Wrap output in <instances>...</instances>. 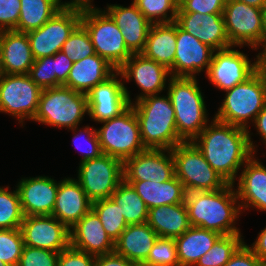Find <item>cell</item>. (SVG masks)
Segmentation results:
<instances>
[{
    "label": "cell",
    "instance_id": "9f6ffc18",
    "mask_svg": "<svg viewBox=\"0 0 266 266\" xmlns=\"http://www.w3.org/2000/svg\"><path fill=\"white\" fill-rule=\"evenodd\" d=\"M244 2L247 5L254 6L256 8L262 9L266 4V0H238Z\"/></svg>",
    "mask_w": 266,
    "mask_h": 266
},
{
    "label": "cell",
    "instance_id": "5bb4252c",
    "mask_svg": "<svg viewBox=\"0 0 266 266\" xmlns=\"http://www.w3.org/2000/svg\"><path fill=\"white\" fill-rule=\"evenodd\" d=\"M117 76L118 71L86 93L88 115L95 122L115 118L133 103L124 81L117 79Z\"/></svg>",
    "mask_w": 266,
    "mask_h": 266
},
{
    "label": "cell",
    "instance_id": "277c9868",
    "mask_svg": "<svg viewBox=\"0 0 266 266\" xmlns=\"http://www.w3.org/2000/svg\"><path fill=\"white\" fill-rule=\"evenodd\" d=\"M168 92L173 109L177 134L184 142L193 141L207 126L205 101L196 77H170Z\"/></svg>",
    "mask_w": 266,
    "mask_h": 266
},
{
    "label": "cell",
    "instance_id": "bcb514c9",
    "mask_svg": "<svg viewBox=\"0 0 266 266\" xmlns=\"http://www.w3.org/2000/svg\"><path fill=\"white\" fill-rule=\"evenodd\" d=\"M20 7V0H0V31L16 30Z\"/></svg>",
    "mask_w": 266,
    "mask_h": 266
},
{
    "label": "cell",
    "instance_id": "7402d4cb",
    "mask_svg": "<svg viewBox=\"0 0 266 266\" xmlns=\"http://www.w3.org/2000/svg\"><path fill=\"white\" fill-rule=\"evenodd\" d=\"M70 246L94 256L114 252V242L92 209L70 228Z\"/></svg>",
    "mask_w": 266,
    "mask_h": 266
},
{
    "label": "cell",
    "instance_id": "91938a15",
    "mask_svg": "<svg viewBox=\"0 0 266 266\" xmlns=\"http://www.w3.org/2000/svg\"><path fill=\"white\" fill-rule=\"evenodd\" d=\"M3 75L2 57H1V42H0V77Z\"/></svg>",
    "mask_w": 266,
    "mask_h": 266
},
{
    "label": "cell",
    "instance_id": "5b68a950",
    "mask_svg": "<svg viewBox=\"0 0 266 266\" xmlns=\"http://www.w3.org/2000/svg\"><path fill=\"white\" fill-rule=\"evenodd\" d=\"M266 105V83L255 72L245 82L226 90V96L213 118L223 123L249 128Z\"/></svg>",
    "mask_w": 266,
    "mask_h": 266
},
{
    "label": "cell",
    "instance_id": "f5cc1de1",
    "mask_svg": "<svg viewBox=\"0 0 266 266\" xmlns=\"http://www.w3.org/2000/svg\"><path fill=\"white\" fill-rule=\"evenodd\" d=\"M56 4L60 8H70L78 10H87L91 8H96L91 5V0H70V2H61V0H55Z\"/></svg>",
    "mask_w": 266,
    "mask_h": 266
},
{
    "label": "cell",
    "instance_id": "f907efd6",
    "mask_svg": "<svg viewBox=\"0 0 266 266\" xmlns=\"http://www.w3.org/2000/svg\"><path fill=\"white\" fill-rule=\"evenodd\" d=\"M94 266H135V263L124 256L112 252L96 256Z\"/></svg>",
    "mask_w": 266,
    "mask_h": 266
},
{
    "label": "cell",
    "instance_id": "816d5d0a",
    "mask_svg": "<svg viewBox=\"0 0 266 266\" xmlns=\"http://www.w3.org/2000/svg\"><path fill=\"white\" fill-rule=\"evenodd\" d=\"M248 247L261 259L266 257V227L259 233L256 241Z\"/></svg>",
    "mask_w": 266,
    "mask_h": 266
},
{
    "label": "cell",
    "instance_id": "7a4b0ae2",
    "mask_svg": "<svg viewBox=\"0 0 266 266\" xmlns=\"http://www.w3.org/2000/svg\"><path fill=\"white\" fill-rule=\"evenodd\" d=\"M234 184L214 191L188 192L185 204L191 226L200 227L221 235L240 233L235 220L241 213ZM238 205H237V204ZM234 223V224H233Z\"/></svg>",
    "mask_w": 266,
    "mask_h": 266
},
{
    "label": "cell",
    "instance_id": "f1b7e54d",
    "mask_svg": "<svg viewBox=\"0 0 266 266\" xmlns=\"http://www.w3.org/2000/svg\"><path fill=\"white\" fill-rule=\"evenodd\" d=\"M176 23L152 24L141 54L167 67L174 77Z\"/></svg>",
    "mask_w": 266,
    "mask_h": 266
},
{
    "label": "cell",
    "instance_id": "f546056e",
    "mask_svg": "<svg viewBox=\"0 0 266 266\" xmlns=\"http://www.w3.org/2000/svg\"><path fill=\"white\" fill-rule=\"evenodd\" d=\"M125 182L134 188L148 209L185 202L186 191L176 176L162 183L154 180Z\"/></svg>",
    "mask_w": 266,
    "mask_h": 266
},
{
    "label": "cell",
    "instance_id": "83f0119b",
    "mask_svg": "<svg viewBox=\"0 0 266 266\" xmlns=\"http://www.w3.org/2000/svg\"><path fill=\"white\" fill-rule=\"evenodd\" d=\"M157 238V233L147 222L129 224L114 242V252L134 263L143 262L147 259Z\"/></svg>",
    "mask_w": 266,
    "mask_h": 266
},
{
    "label": "cell",
    "instance_id": "d590c367",
    "mask_svg": "<svg viewBox=\"0 0 266 266\" xmlns=\"http://www.w3.org/2000/svg\"><path fill=\"white\" fill-rule=\"evenodd\" d=\"M241 233L221 235L195 266H224L244 243Z\"/></svg>",
    "mask_w": 266,
    "mask_h": 266
},
{
    "label": "cell",
    "instance_id": "8992f818",
    "mask_svg": "<svg viewBox=\"0 0 266 266\" xmlns=\"http://www.w3.org/2000/svg\"><path fill=\"white\" fill-rule=\"evenodd\" d=\"M85 113L88 114L86 94L61 85L42 89L33 121L74 129L78 127Z\"/></svg>",
    "mask_w": 266,
    "mask_h": 266
},
{
    "label": "cell",
    "instance_id": "d6a6232c",
    "mask_svg": "<svg viewBox=\"0 0 266 266\" xmlns=\"http://www.w3.org/2000/svg\"><path fill=\"white\" fill-rule=\"evenodd\" d=\"M16 31L27 33L39 29L61 8L55 0H20Z\"/></svg>",
    "mask_w": 266,
    "mask_h": 266
},
{
    "label": "cell",
    "instance_id": "30bf717a",
    "mask_svg": "<svg viewBox=\"0 0 266 266\" xmlns=\"http://www.w3.org/2000/svg\"><path fill=\"white\" fill-rule=\"evenodd\" d=\"M78 169L76 180L92 202L110 198L123 181V162L106 154L80 162Z\"/></svg>",
    "mask_w": 266,
    "mask_h": 266
},
{
    "label": "cell",
    "instance_id": "681fc988",
    "mask_svg": "<svg viewBox=\"0 0 266 266\" xmlns=\"http://www.w3.org/2000/svg\"><path fill=\"white\" fill-rule=\"evenodd\" d=\"M52 57L54 58V72L56 73V87H58L67 81L73 61L63 51L55 53Z\"/></svg>",
    "mask_w": 266,
    "mask_h": 266
},
{
    "label": "cell",
    "instance_id": "db71d44e",
    "mask_svg": "<svg viewBox=\"0 0 266 266\" xmlns=\"http://www.w3.org/2000/svg\"><path fill=\"white\" fill-rule=\"evenodd\" d=\"M263 51L258 53L256 60V72L263 78L266 83V41L261 44Z\"/></svg>",
    "mask_w": 266,
    "mask_h": 266
},
{
    "label": "cell",
    "instance_id": "f35d334b",
    "mask_svg": "<svg viewBox=\"0 0 266 266\" xmlns=\"http://www.w3.org/2000/svg\"><path fill=\"white\" fill-rule=\"evenodd\" d=\"M61 51H63L73 63L96 54L89 34L81 24L69 35Z\"/></svg>",
    "mask_w": 266,
    "mask_h": 266
},
{
    "label": "cell",
    "instance_id": "8d00e7d4",
    "mask_svg": "<svg viewBox=\"0 0 266 266\" xmlns=\"http://www.w3.org/2000/svg\"><path fill=\"white\" fill-rule=\"evenodd\" d=\"M9 187H0V229L20 228L24 220L20 197L17 191L8 190Z\"/></svg>",
    "mask_w": 266,
    "mask_h": 266
},
{
    "label": "cell",
    "instance_id": "ba28073f",
    "mask_svg": "<svg viewBox=\"0 0 266 266\" xmlns=\"http://www.w3.org/2000/svg\"><path fill=\"white\" fill-rule=\"evenodd\" d=\"M175 176L188 192L214 191L224 188L228 183L206 161L201 151L190 142H182L171 149Z\"/></svg>",
    "mask_w": 266,
    "mask_h": 266
},
{
    "label": "cell",
    "instance_id": "603a6c76",
    "mask_svg": "<svg viewBox=\"0 0 266 266\" xmlns=\"http://www.w3.org/2000/svg\"><path fill=\"white\" fill-rule=\"evenodd\" d=\"M119 27L126 47L132 54L143 51L152 23L139 11L132 2L131 6L107 5L104 10Z\"/></svg>",
    "mask_w": 266,
    "mask_h": 266
},
{
    "label": "cell",
    "instance_id": "ab89813d",
    "mask_svg": "<svg viewBox=\"0 0 266 266\" xmlns=\"http://www.w3.org/2000/svg\"><path fill=\"white\" fill-rule=\"evenodd\" d=\"M24 248L20 228L0 229V261L9 266H18Z\"/></svg>",
    "mask_w": 266,
    "mask_h": 266
},
{
    "label": "cell",
    "instance_id": "d6986e66",
    "mask_svg": "<svg viewBox=\"0 0 266 266\" xmlns=\"http://www.w3.org/2000/svg\"><path fill=\"white\" fill-rule=\"evenodd\" d=\"M214 51L176 24L174 77H196L204 68L207 73Z\"/></svg>",
    "mask_w": 266,
    "mask_h": 266
},
{
    "label": "cell",
    "instance_id": "1f68e13d",
    "mask_svg": "<svg viewBox=\"0 0 266 266\" xmlns=\"http://www.w3.org/2000/svg\"><path fill=\"white\" fill-rule=\"evenodd\" d=\"M221 234L191 226L181 236L174 238L180 266H195L214 245Z\"/></svg>",
    "mask_w": 266,
    "mask_h": 266
},
{
    "label": "cell",
    "instance_id": "4fadbf2b",
    "mask_svg": "<svg viewBox=\"0 0 266 266\" xmlns=\"http://www.w3.org/2000/svg\"><path fill=\"white\" fill-rule=\"evenodd\" d=\"M82 10L61 8L43 26L27 32L34 59L53 56L81 23Z\"/></svg>",
    "mask_w": 266,
    "mask_h": 266
},
{
    "label": "cell",
    "instance_id": "b9f144b4",
    "mask_svg": "<svg viewBox=\"0 0 266 266\" xmlns=\"http://www.w3.org/2000/svg\"><path fill=\"white\" fill-rule=\"evenodd\" d=\"M28 75L41 89L56 87L54 58L52 56H47L36 59Z\"/></svg>",
    "mask_w": 266,
    "mask_h": 266
},
{
    "label": "cell",
    "instance_id": "680465c9",
    "mask_svg": "<svg viewBox=\"0 0 266 266\" xmlns=\"http://www.w3.org/2000/svg\"><path fill=\"white\" fill-rule=\"evenodd\" d=\"M135 266H158V265L150 264V263L143 261V262H136Z\"/></svg>",
    "mask_w": 266,
    "mask_h": 266
},
{
    "label": "cell",
    "instance_id": "3957f363",
    "mask_svg": "<svg viewBox=\"0 0 266 266\" xmlns=\"http://www.w3.org/2000/svg\"><path fill=\"white\" fill-rule=\"evenodd\" d=\"M138 118L146 149L171 150L184 142L177 134L175 111L169 95H149L130 105Z\"/></svg>",
    "mask_w": 266,
    "mask_h": 266
},
{
    "label": "cell",
    "instance_id": "74e56055",
    "mask_svg": "<svg viewBox=\"0 0 266 266\" xmlns=\"http://www.w3.org/2000/svg\"><path fill=\"white\" fill-rule=\"evenodd\" d=\"M133 3L152 24L173 23L176 20L179 0H133Z\"/></svg>",
    "mask_w": 266,
    "mask_h": 266
},
{
    "label": "cell",
    "instance_id": "7dc6e473",
    "mask_svg": "<svg viewBox=\"0 0 266 266\" xmlns=\"http://www.w3.org/2000/svg\"><path fill=\"white\" fill-rule=\"evenodd\" d=\"M96 256L69 246L59 252L57 266H94Z\"/></svg>",
    "mask_w": 266,
    "mask_h": 266
},
{
    "label": "cell",
    "instance_id": "4316f807",
    "mask_svg": "<svg viewBox=\"0 0 266 266\" xmlns=\"http://www.w3.org/2000/svg\"><path fill=\"white\" fill-rule=\"evenodd\" d=\"M116 71L104 58L94 54L73 63L67 81L63 85L86 94Z\"/></svg>",
    "mask_w": 266,
    "mask_h": 266
},
{
    "label": "cell",
    "instance_id": "f6af8a7d",
    "mask_svg": "<svg viewBox=\"0 0 266 266\" xmlns=\"http://www.w3.org/2000/svg\"><path fill=\"white\" fill-rule=\"evenodd\" d=\"M226 0H179L178 12L223 14Z\"/></svg>",
    "mask_w": 266,
    "mask_h": 266
},
{
    "label": "cell",
    "instance_id": "6da1fadb",
    "mask_svg": "<svg viewBox=\"0 0 266 266\" xmlns=\"http://www.w3.org/2000/svg\"><path fill=\"white\" fill-rule=\"evenodd\" d=\"M250 135L248 129L213 118L192 142L210 166L227 183L234 184L240 167L255 154Z\"/></svg>",
    "mask_w": 266,
    "mask_h": 266
},
{
    "label": "cell",
    "instance_id": "ee69618b",
    "mask_svg": "<svg viewBox=\"0 0 266 266\" xmlns=\"http://www.w3.org/2000/svg\"><path fill=\"white\" fill-rule=\"evenodd\" d=\"M74 131V142L76 143L77 139H83L84 141H86V143L88 142V145H86L85 148H81L80 144L78 145V143L75 145V147H77L81 152H82V158L80 162L86 161V160H90L93 158H98L99 156H101L103 154L101 146H100V142L96 133V128L93 129V127H89L86 126L83 130H78V128H74L71 129ZM78 130L80 133L76 134L75 131ZM82 133L84 135H87V139L86 137H84L82 135ZM88 146V147H87Z\"/></svg>",
    "mask_w": 266,
    "mask_h": 266
},
{
    "label": "cell",
    "instance_id": "836d02e7",
    "mask_svg": "<svg viewBox=\"0 0 266 266\" xmlns=\"http://www.w3.org/2000/svg\"><path fill=\"white\" fill-rule=\"evenodd\" d=\"M110 198L120 206L122 215L128 225L147 222L149 209L134 188L124 180L118 185Z\"/></svg>",
    "mask_w": 266,
    "mask_h": 266
},
{
    "label": "cell",
    "instance_id": "6125c7cd",
    "mask_svg": "<svg viewBox=\"0 0 266 266\" xmlns=\"http://www.w3.org/2000/svg\"><path fill=\"white\" fill-rule=\"evenodd\" d=\"M262 265L266 266V257L262 260Z\"/></svg>",
    "mask_w": 266,
    "mask_h": 266
},
{
    "label": "cell",
    "instance_id": "94428289",
    "mask_svg": "<svg viewBox=\"0 0 266 266\" xmlns=\"http://www.w3.org/2000/svg\"><path fill=\"white\" fill-rule=\"evenodd\" d=\"M0 266H9V265L6 264L5 262L0 261Z\"/></svg>",
    "mask_w": 266,
    "mask_h": 266
},
{
    "label": "cell",
    "instance_id": "7bdbcfd3",
    "mask_svg": "<svg viewBox=\"0 0 266 266\" xmlns=\"http://www.w3.org/2000/svg\"><path fill=\"white\" fill-rule=\"evenodd\" d=\"M58 252L24 245L18 266H57Z\"/></svg>",
    "mask_w": 266,
    "mask_h": 266
},
{
    "label": "cell",
    "instance_id": "d4e9b609",
    "mask_svg": "<svg viewBox=\"0 0 266 266\" xmlns=\"http://www.w3.org/2000/svg\"><path fill=\"white\" fill-rule=\"evenodd\" d=\"M254 156L245 163L237 184L241 211L250 207L266 211V167Z\"/></svg>",
    "mask_w": 266,
    "mask_h": 266
},
{
    "label": "cell",
    "instance_id": "44dd1931",
    "mask_svg": "<svg viewBox=\"0 0 266 266\" xmlns=\"http://www.w3.org/2000/svg\"><path fill=\"white\" fill-rule=\"evenodd\" d=\"M16 187L24 216L52 215L59 182L37 176L22 178Z\"/></svg>",
    "mask_w": 266,
    "mask_h": 266
},
{
    "label": "cell",
    "instance_id": "60d3db41",
    "mask_svg": "<svg viewBox=\"0 0 266 266\" xmlns=\"http://www.w3.org/2000/svg\"><path fill=\"white\" fill-rule=\"evenodd\" d=\"M145 262L158 266H180L174 238L158 237Z\"/></svg>",
    "mask_w": 266,
    "mask_h": 266
},
{
    "label": "cell",
    "instance_id": "9a60e30c",
    "mask_svg": "<svg viewBox=\"0 0 266 266\" xmlns=\"http://www.w3.org/2000/svg\"><path fill=\"white\" fill-rule=\"evenodd\" d=\"M232 48L214 51L206 73L208 80L224 91L245 82L256 72V61L251 63L246 54Z\"/></svg>",
    "mask_w": 266,
    "mask_h": 266
},
{
    "label": "cell",
    "instance_id": "ac0fdd59",
    "mask_svg": "<svg viewBox=\"0 0 266 266\" xmlns=\"http://www.w3.org/2000/svg\"><path fill=\"white\" fill-rule=\"evenodd\" d=\"M117 71L121 80L133 79L142 90L136 101L149 95H159L166 88V80L169 81L171 76L167 67L146 58L141 53L133 54Z\"/></svg>",
    "mask_w": 266,
    "mask_h": 266
},
{
    "label": "cell",
    "instance_id": "2e32d148",
    "mask_svg": "<svg viewBox=\"0 0 266 266\" xmlns=\"http://www.w3.org/2000/svg\"><path fill=\"white\" fill-rule=\"evenodd\" d=\"M20 229L26 246L58 253L70 246V229L52 215L25 216Z\"/></svg>",
    "mask_w": 266,
    "mask_h": 266
},
{
    "label": "cell",
    "instance_id": "9c48e42d",
    "mask_svg": "<svg viewBox=\"0 0 266 266\" xmlns=\"http://www.w3.org/2000/svg\"><path fill=\"white\" fill-rule=\"evenodd\" d=\"M100 123L104 125L96 129V133L103 154L124 162L146 150L141 140L138 118L131 106L121 115Z\"/></svg>",
    "mask_w": 266,
    "mask_h": 266
},
{
    "label": "cell",
    "instance_id": "ffe728a7",
    "mask_svg": "<svg viewBox=\"0 0 266 266\" xmlns=\"http://www.w3.org/2000/svg\"><path fill=\"white\" fill-rule=\"evenodd\" d=\"M175 23L215 51L231 47L223 14L177 12Z\"/></svg>",
    "mask_w": 266,
    "mask_h": 266
},
{
    "label": "cell",
    "instance_id": "11a10c76",
    "mask_svg": "<svg viewBox=\"0 0 266 266\" xmlns=\"http://www.w3.org/2000/svg\"><path fill=\"white\" fill-rule=\"evenodd\" d=\"M254 124L256 126L257 132L262 137L263 142L266 145V105L258 113L257 117L254 119Z\"/></svg>",
    "mask_w": 266,
    "mask_h": 266
},
{
    "label": "cell",
    "instance_id": "6f0895ef",
    "mask_svg": "<svg viewBox=\"0 0 266 266\" xmlns=\"http://www.w3.org/2000/svg\"><path fill=\"white\" fill-rule=\"evenodd\" d=\"M261 11H262L263 31H264L265 41H266V4L263 6Z\"/></svg>",
    "mask_w": 266,
    "mask_h": 266
},
{
    "label": "cell",
    "instance_id": "cb8c5ba5",
    "mask_svg": "<svg viewBox=\"0 0 266 266\" xmlns=\"http://www.w3.org/2000/svg\"><path fill=\"white\" fill-rule=\"evenodd\" d=\"M91 209L92 201L76 179L68 177L59 181L52 216L70 229Z\"/></svg>",
    "mask_w": 266,
    "mask_h": 266
},
{
    "label": "cell",
    "instance_id": "c3c4849f",
    "mask_svg": "<svg viewBox=\"0 0 266 266\" xmlns=\"http://www.w3.org/2000/svg\"><path fill=\"white\" fill-rule=\"evenodd\" d=\"M224 266H263L262 260L245 244L236 250Z\"/></svg>",
    "mask_w": 266,
    "mask_h": 266
},
{
    "label": "cell",
    "instance_id": "e0dca14e",
    "mask_svg": "<svg viewBox=\"0 0 266 266\" xmlns=\"http://www.w3.org/2000/svg\"><path fill=\"white\" fill-rule=\"evenodd\" d=\"M174 176L175 165L171 150L146 149L123 162L124 181L154 180L162 183Z\"/></svg>",
    "mask_w": 266,
    "mask_h": 266
},
{
    "label": "cell",
    "instance_id": "4dcf8cb0",
    "mask_svg": "<svg viewBox=\"0 0 266 266\" xmlns=\"http://www.w3.org/2000/svg\"><path fill=\"white\" fill-rule=\"evenodd\" d=\"M147 223L158 237L167 238L181 236L191 227L185 202L149 209Z\"/></svg>",
    "mask_w": 266,
    "mask_h": 266
},
{
    "label": "cell",
    "instance_id": "7c38bea8",
    "mask_svg": "<svg viewBox=\"0 0 266 266\" xmlns=\"http://www.w3.org/2000/svg\"><path fill=\"white\" fill-rule=\"evenodd\" d=\"M42 89L28 74H3L0 77V112L9 113L23 124L33 120Z\"/></svg>",
    "mask_w": 266,
    "mask_h": 266
},
{
    "label": "cell",
    "instance_id": "52a82bcc",
    "mask_svg": "<svg viewBox=\"0 0 266 266\" xmlns=\"http://www.w3.org/2000/svg\"><path fill=\"white\" fill-rule=\"evenodd\" d=\"M88 32L95 53L118 70L133 54L113 19L102 9L82 10L81 23Z\"/></svg>",
    "mask_w": 266,
    "mask_h": 266
},
{
    "label": "cell",
    "instance_id": "e575fe53",
    "mask_svg": "<svg viewBox=\"0 0 266 266\" xmlns=\"http://www.w3.org/2000/svg\"><path fill=\"white\" fill-rule=\"evenodd\" d=\"M92 210L99 217L107 235L115 242L128 226L120 206L111 198L92 202Z\"/></svg>",
    "mask_w": 266,
    "mask_h": 266
},
{
    "label": "cell",
    "instance_id": "8fae6325",
    "mask_svg": "<svg viewBox=\"0 0 266 266\" xmlns=\"http://www.w3.org/2000/svg\"><path fill=\"white\" fill-rule=\"evenodd\" d=\"M223 18L233 47L249 45L257 50L265 41L261 9L238 0H226Z\"/></svg>",
    "mask_w": 266,
    "mask_h": 266
},
{
    "label": "cell",
    "instance_id": "484cf974",
    "mask_svg": "<svg viewBox=\"0 0 266 266\" xmlns=\"http://www.w3.org/2000/svg\"><path fill=\"white\" fill-rule=\"evenodd\" d=\"M3 74H28L35 59L27 33L0 31Z\"/></svg>",
    "mask_w": 266,
    "mask_h": 266
}]
</instances>
